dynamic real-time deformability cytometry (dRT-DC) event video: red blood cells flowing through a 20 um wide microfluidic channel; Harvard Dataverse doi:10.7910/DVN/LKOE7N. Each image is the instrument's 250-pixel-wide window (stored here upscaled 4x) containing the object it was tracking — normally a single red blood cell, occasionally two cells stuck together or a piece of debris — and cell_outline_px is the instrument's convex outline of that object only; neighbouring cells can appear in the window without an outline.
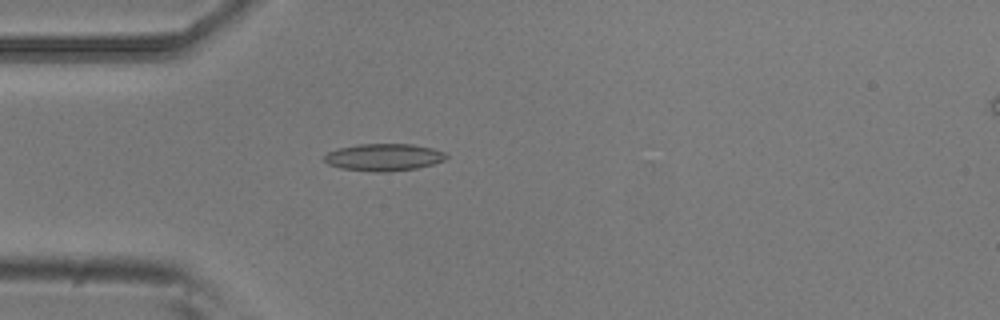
{"species": "common noctule bat (a hibernating species)", "species_latin": "Nyctalus noctula", "temperature_condition": "room temperature", "stored_images_in_passage": 3, "camera_frame_rate_fps": 3000, "um_per_image_px": 0.085, "animal": {"sex": "male", "body_mass_g": 20.5, "forearm_length_mm": 52.5}, "frame": {"image": 1, "passage_image": 3, "time_ms": 0.667, "image_size_px": [1000, 320], "cell_outline_px": [[448, 156], [444, 160], [432, 164], [416, 168], [384, 172], [372, 172], [340, 168], [328, 164], [324, 160], [324, 156], [328, 152], [336, 148], [360, 144], [412, 144], [432, 148], [444, 152]], "centroid_in_image_um": [32.59, 13.36], "position_along_channel_um": 52.4, "area_um2": 19.31}}